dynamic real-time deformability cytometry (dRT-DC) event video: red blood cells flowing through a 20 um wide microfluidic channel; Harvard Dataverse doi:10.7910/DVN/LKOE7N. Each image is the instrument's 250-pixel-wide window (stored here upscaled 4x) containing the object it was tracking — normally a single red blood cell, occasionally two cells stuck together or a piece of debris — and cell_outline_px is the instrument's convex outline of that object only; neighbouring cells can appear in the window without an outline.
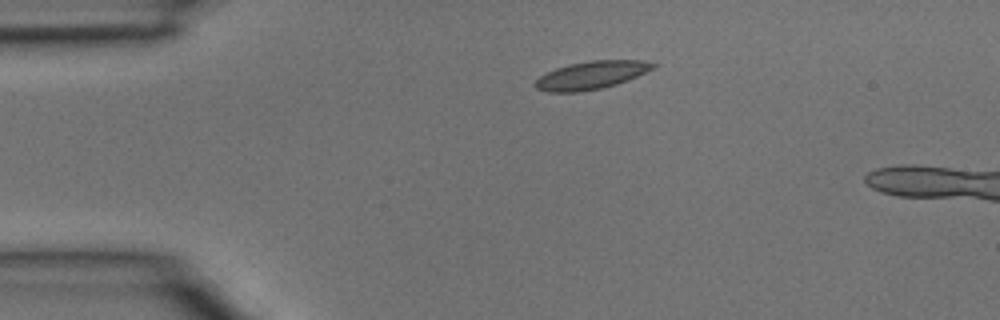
{"species": "common noctule bat (a hibernating species)", "species_latin": "Nyctalus noctula", "temperature_condition": "room temperature", "stored_images_in_passage": 3, "camera_frame_rate_fps": 3000, "um_per_image_px": 0.085, "animal": {"sex": "male", "body_mass_g": 15.6}, "frame": {"image": 1, "passage_image": 3, "time_ms": 0.667, "image_size_px": [1000, 320], "cell_outline_px": [[656, 68], [628, 80], [616, 84], [600, 88], [580, 92], [548, 92], [536, 88], [532, 84], [540, 76], [556, 68], [568, 64], [592, 60], [640, 60], [656, 64]], "centroid_in_image_um": [50.26, 6.39], "position_along_channel_um": 34.7, "area_um2": 19.19}}